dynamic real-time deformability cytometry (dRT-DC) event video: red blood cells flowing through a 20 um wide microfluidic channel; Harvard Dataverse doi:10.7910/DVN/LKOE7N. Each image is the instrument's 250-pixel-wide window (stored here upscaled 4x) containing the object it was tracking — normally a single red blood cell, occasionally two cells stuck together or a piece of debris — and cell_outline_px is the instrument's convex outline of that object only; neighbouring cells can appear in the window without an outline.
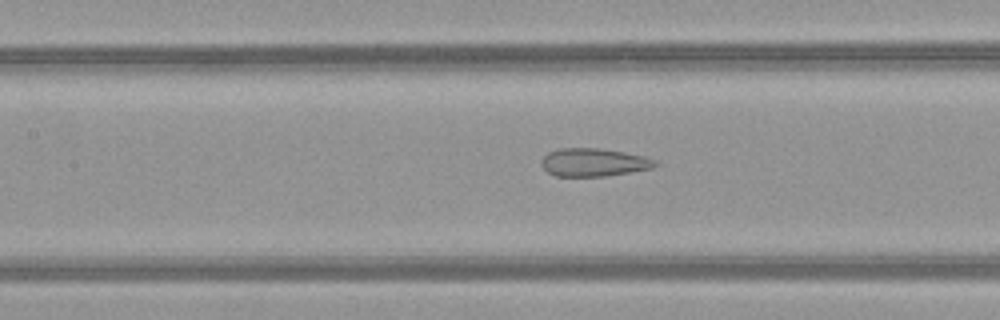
{"species": "common noctule bat (a hibernating species)", "species_latin": "Nyctalus noctula", "temperature_condition": "warm", "stored_images_in_passage": 52, "camera_frame_rate_fps": 3000, "um_per_image_px": 0.085, "animal": {"sex": "female", "body_mass_g": 21.9}, "frame": {"image": 1, "passage_image": 24, "time_ms": 7.667, "image_size_px": [1000, 320], "cell_outline_px": [[660, 164], [652, 168], [632, 172], [604, 176], [556, 176], [548, 172], [540, 164], [540, 160], [548, 152], [560, 148], [600, 148], [624, 152], [644, 156], [656, 160]], "centroid_in_image_um": [50.47, 13.79], "position_along_channel_um": 156.9, "area_um2": 18.73}}
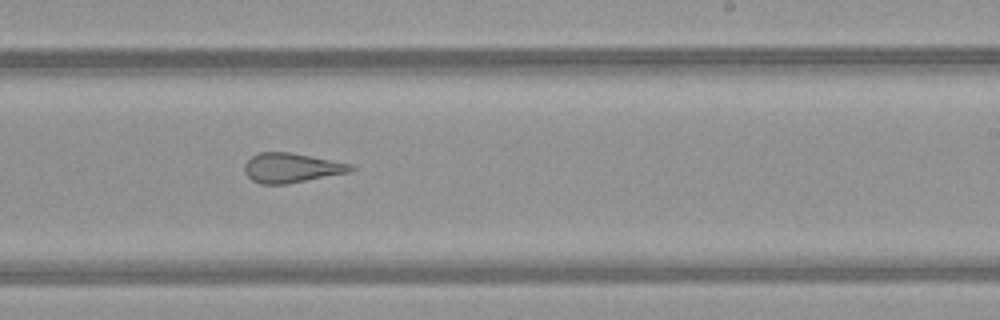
{"frame": {"image": 2, "passage_image": 32, "time_ms": 10.333, "image_size_px": [1000, 320], "cell_outline_px": [[356, 168], [352, 172], [288, 184], [260, 184], [252, 180], [244, 172], [244, 164], [252, 156], [260, 152], [288, 152], [332, 160], [352, 164]], "centroid_in_image_um": [24.79, 14.28], "position_along_channel_um": 264.2, "area_um2": 18.44}}
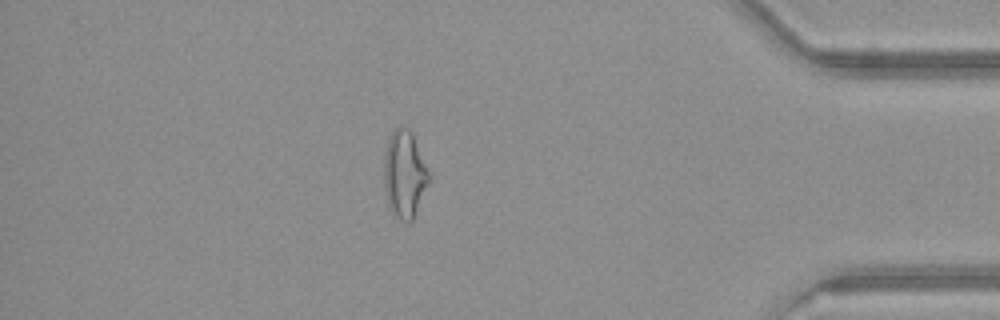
{"frame": {"image": 3, "passage_image": 45, "time_ms": 14.667, "image_size_px": [1000, 320], "cell_outline_px": [[432, 180], [412, 220], [408, 224], [400, 220], [388, 208], [384, 188], [384, 152], [388, 140], [392, 132], [400, 124], [408, 128], [412, 132], [432, 176]], "centroid_in_image_um": [34.41, 14.82], "position_along_channel_um": 400.8, "area_um2": 23.58}}